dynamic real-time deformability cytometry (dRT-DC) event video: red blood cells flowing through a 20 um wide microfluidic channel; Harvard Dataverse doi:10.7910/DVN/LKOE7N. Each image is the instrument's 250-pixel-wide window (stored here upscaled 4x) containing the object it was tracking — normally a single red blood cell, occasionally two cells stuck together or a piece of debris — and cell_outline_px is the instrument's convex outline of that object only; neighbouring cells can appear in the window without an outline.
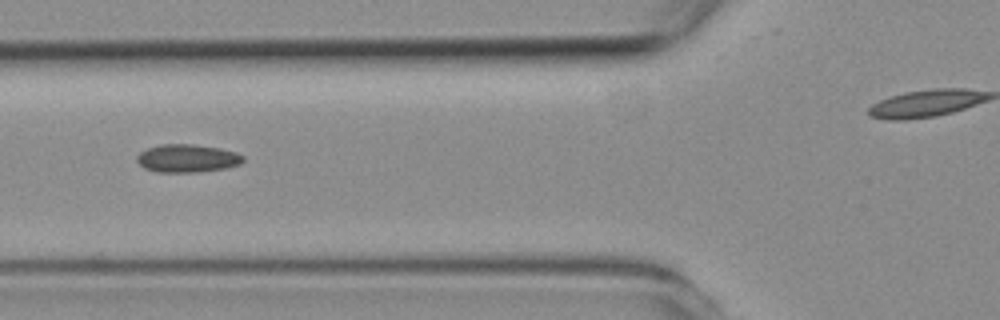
{"species": "common noctule bat (a hibernating species)", "species_latin": "Nyctalus noctula", "temperature_condition": "room temperature", "stored_images_in_passage": 5, "camera_frame_rate_fps": 3000, "um_per_image_px": 0.085, "animal": {"sex": "female", "body_mass_g": 19.3, "forearm_length_mm": 54.1}, "frame": {"image": 1, "passage_image": 5, "time_ms": 4.667, "image_size_px": [1000, 320], "cell_outline_px": [[244, 160], [240, 164], [224, 168], [196, 172], [156, 172], [144, 168], [136, 160], [136, 156], [140, 152], [148, 148], [160, 144], [192, 144], [216, 148], [236, 152], [244, 156]], "centroid_in_image_um": [15.88, 13.46], "position_along_channel_um": 109.9, "area_um2": 17.22}}